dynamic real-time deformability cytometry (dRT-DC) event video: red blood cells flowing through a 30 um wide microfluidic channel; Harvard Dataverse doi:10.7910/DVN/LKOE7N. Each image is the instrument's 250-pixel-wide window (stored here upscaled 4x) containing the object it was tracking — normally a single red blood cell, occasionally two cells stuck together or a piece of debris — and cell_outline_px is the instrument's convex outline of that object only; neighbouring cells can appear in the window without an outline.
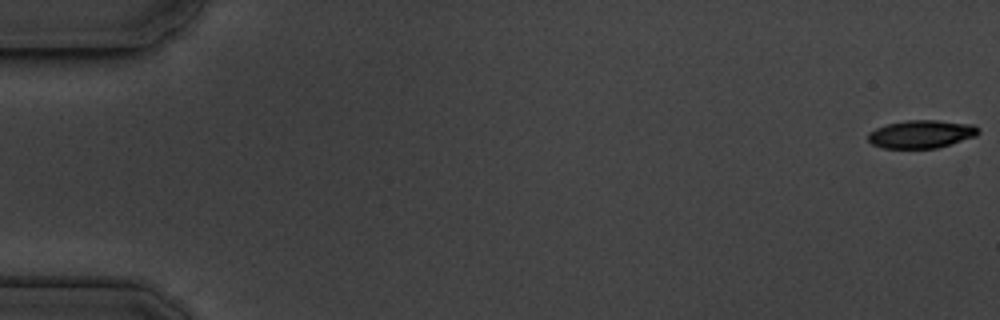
{"species": "common noctule bat (a hibernating species)", "species_latin": "Nyctalus noctula", "temperature_condition": "cold", "stored_images_in_passage": 55, "camera_frame_rate_fps": 3000, "um_per_image_px": 0.085, "animal": {"sex": "male", "body_mass_g": 19.5, "forearm_length_mm": 54.6}, "frame": {"image": 1, "passage_image": 1, "time_ms": 0.0, "image_size_px": [1000, 320], "cell_outline_px": [[980, 132], [976, 136], [936, 148], [884, 148], [872, 144], [868, 140], [868, 132], [876, 128], [888, 124], [904, 120], [936, 120], [972, 124], [980, 128]], "centroid_in_image_um": [78.31, 11.39], "position_along_channel_um": 6.7, "area_um2": 17.98}}
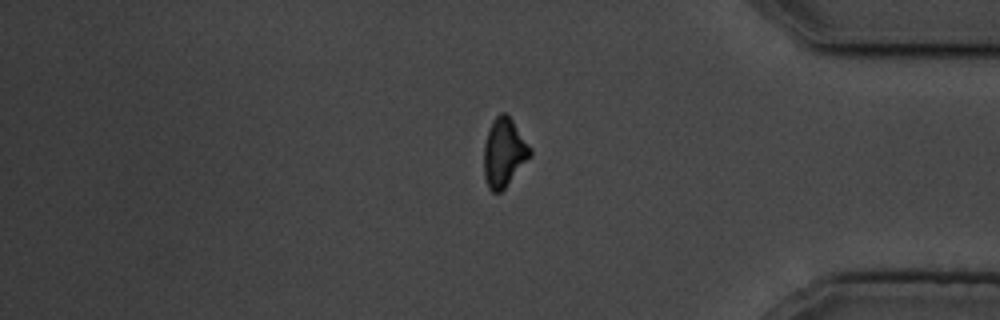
{"frame": {"image": 2, "passage_image": 47, "time_ms": 15.333, "image_size_px": [1000, 320], "cell_outline_px": [[532, 156], [504, 188], [500, 192], [492, 192], [488, 188], [484, 176], [484, 144], [492, 120], [500, 112], [504, 112], [512, 120], [532, 148]], "centroid_in_image_um": [42.85, 12.97], "position_along_channel_um": 392.4, "area_um2": 18.5}}
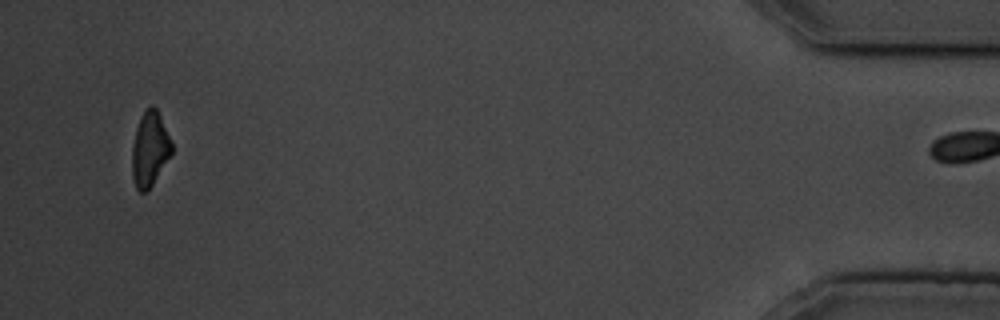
{"frame": {"image": 3, "passage_image": 54, "time_ms": 17.667, "image_size_px": [1000, 320], "cell_outline_px": [[172, 152], [148, 192], [140, 192], [136, 188], [132, 176], [132, 144], [136, 128], [140, 116], [144, 108], [152, 104], [156, 108], [160, 116], [172, 144]], "centroid_in_image_um": [12.7, 12.66], "position_along_channel_um": 422.5, "area_um2": 17.28}}